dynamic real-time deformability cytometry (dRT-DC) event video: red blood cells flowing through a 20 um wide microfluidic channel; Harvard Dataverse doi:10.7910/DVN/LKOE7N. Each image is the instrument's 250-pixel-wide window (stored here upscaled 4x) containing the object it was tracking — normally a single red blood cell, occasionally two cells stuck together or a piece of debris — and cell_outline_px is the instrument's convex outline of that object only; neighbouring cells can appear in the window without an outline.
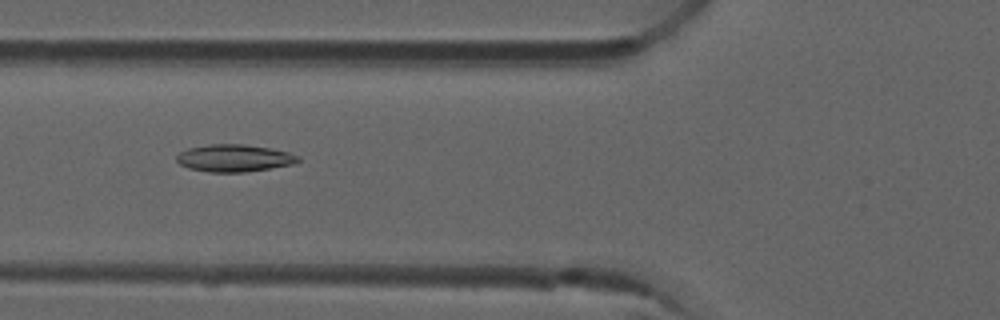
{"species": "common noctule bat (a hibernating species)", "species_latin": "Nyctalus noctula", "temperature_condition": "room temperature", "stored_images_in_passage": 52, "camera_frame_rate_fps": 3000, "um_per_image_px": 0.085, "animal": {"sex": "male", "forearm_length_mm": 52.5}, "frame": {"image": 1, "passage_image": 20, "time_ms": 6.333, "image_size_px": [1000, 320], "cell_outline_px": [[300, 160], [292, 164], [244, 172], [208, 172], [188, 168], [180, 164], [176, 160], [176, 156], [180, 152], [188, 148], [208, 144], [244, 144], [268, 148], [288, 152], [300, 156]], "centroid_in_image_um": [19.87, 13.43], "position_along_channel_um": 105.9, "area_um2": 19.19}}
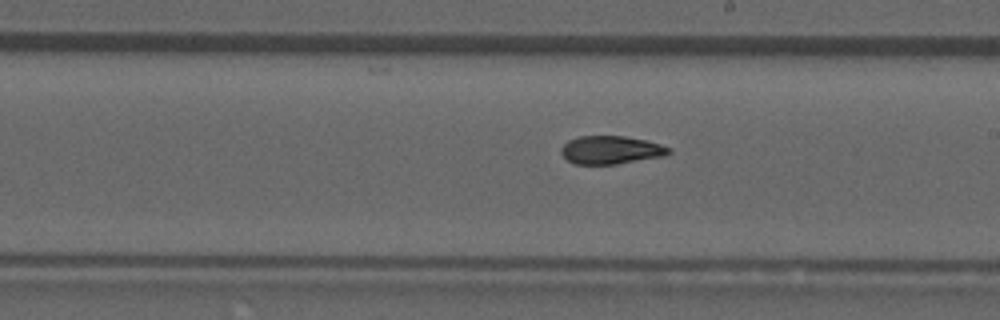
{"frame": {"image": 2, "passage_image": 30, "time_ms": 9.667, "image_size_px": [1000, 320], "cell_outline_px": [[672, 152], [664, 156], [616, 164], [576, 164], [568, 160], [560, 152], [560, 148], [568, 140], [580, 136], [624, 136], [644, 140], [660, 144], [672, 148]], "centroid_in_image_um": [51.93, 12.74], "position_along_channel_um": 237.1, "area_um2": 17.63}}
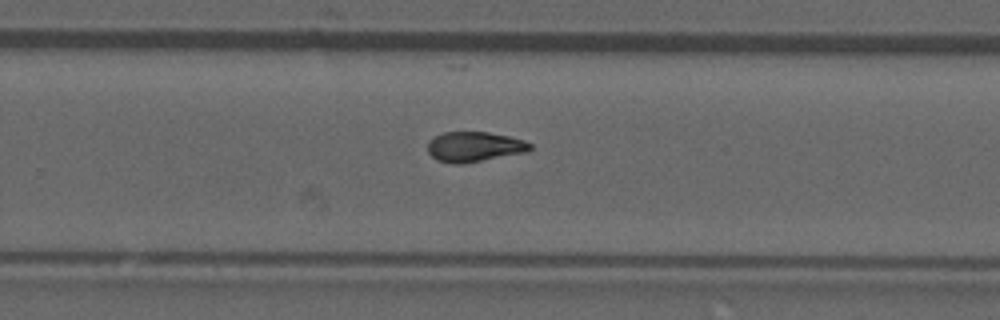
{"frame": {"image": 3, "passage_image": 34, "time_ms": 11.0, "image_size_px": [1000, 320], "cell_outline_px": [[532, 148], [528, 152], [460, 164], [452, 164], [436, 160], [428, 152], [428, 144], [436, 136], [444, 132], [488, 132], [508, 136], [524, 140], [532, 144]], "centroid_in_image_um": [40.34, 12.48], "position_along_channel_um": 289.5, "area_um2": 17.86}, "authors_computed_cell_mechanics": {"area_um2": 18.3226, "velocity_mm_per_s": 3.9425, "shape_relaxation_time_tau1_ms": null, "shape_relaxation_time_tau2_ms": 3.3557, "deformation_change_tau1": null, "deformation_change_tau2": 0.0976}}